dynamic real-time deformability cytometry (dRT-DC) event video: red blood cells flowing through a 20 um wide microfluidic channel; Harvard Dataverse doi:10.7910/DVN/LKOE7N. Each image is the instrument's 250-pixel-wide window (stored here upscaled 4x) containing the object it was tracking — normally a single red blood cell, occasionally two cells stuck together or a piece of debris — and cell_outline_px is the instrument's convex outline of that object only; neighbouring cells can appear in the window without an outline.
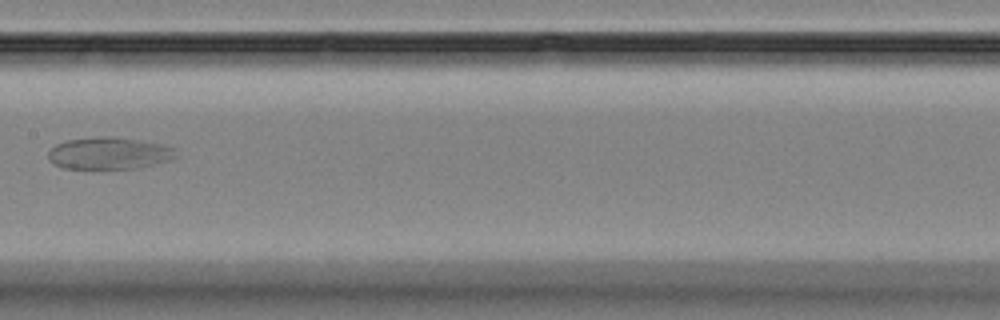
{"species": "Egyptian fruit bat (a non-hibernating species)", "species_latin": "Rousettus aegyptiacus", "temperature_condition": "room temperature", "stored_images_in_passage": 9, "camera_frame_rate_fps": 3000, "um_per_image_px": 0.085, "animal": {"sex": "female"}, "frame": {"image": 1, "passage_image": 7, "time_ms": 7.667, "image_size_px": [1000, 320], "cell_outline_px": [[180, 156], [172, 160], [136, 168], [64, 168], [52, 164], [48, 160], [48, 152], [56, 144], [68, 140], [100, 136], [112, 136], [160, 144], [172, 148]], "centroid_in_image_um": [9.26, 13.03], "position_along_channel_um": 198.1, "area_um2": 23.7}}
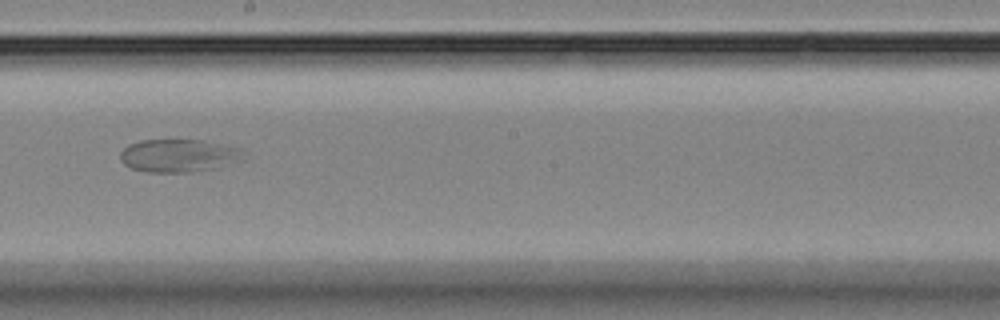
{"frame": {"image": 2, "passage_image": 8, "time_ms": 8.667, "image_size_px": [1000, 320], "cell_outline_px": [[244, 160], [212, 168], [188, 172], [148, 172], [132, 168], [124, 164], [120, 160], [120, 152], [128, 144], [140, 140], [204, 140], [244, 148]], "centroid_in_image_um": [15.21, 13.21], "position_along_channel_um": 233.0, "area_um2": 23.81}}
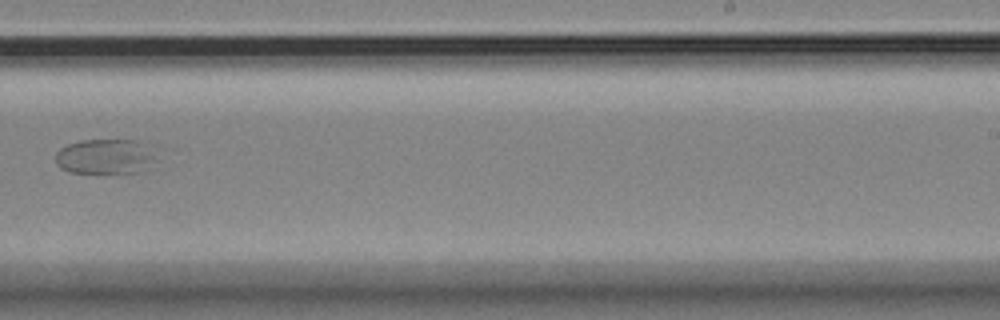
{"frame": {"image": 3, "passage_image": 9, "time_ms": 10.0, "image_size_px": [1000, 320], "cell_outline_px": [[160, 144], [152, 160], [140, 172], [96, 176], [68, 172], [60, 168], [56, 164], [56, 152], [60, 148], [68, 144], [80, 140], [140, 140]], "centroid_in_image_um": [9.0, 13.32], "position_along_channel_um": 280.0, "area_um2": 22.02}}